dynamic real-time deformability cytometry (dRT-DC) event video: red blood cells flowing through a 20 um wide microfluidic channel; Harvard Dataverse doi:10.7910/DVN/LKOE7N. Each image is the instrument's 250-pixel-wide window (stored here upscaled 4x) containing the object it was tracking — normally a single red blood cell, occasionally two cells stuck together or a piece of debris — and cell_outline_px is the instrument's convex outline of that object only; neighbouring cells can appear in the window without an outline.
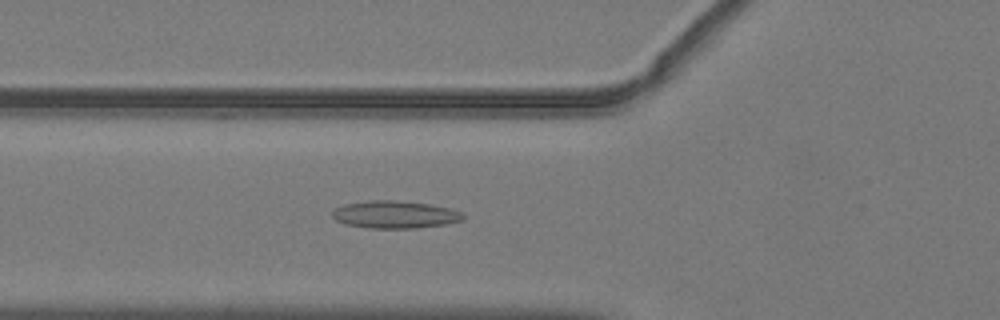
{"species": "common noctule bat (a hibernating species)", "species_latin": "Nyctalus noctula", "temperature_condition": "warm", "stored_images_in_passage": 51, "camera_frame_rate_fps": 3000, "um_per_image_px": 0.085, "animal": {"sex": "male", "body_mass_g": 19.2, "forearm_length_mm": 51.8}, "frame": {"image": 1, "passage_image": 19, "time_ms": 6.0, "image_size_px": [1000, 320], "cell_outline_px": [[464, 220], [444, 224], [416, 228], [368, 228], [344, 224], [336, 220], [332, 216], [332, 212], [336, 208], [344, 204], [372, 200], [392, 200], [428, 204], [452, 208], [460, 212], [464, 216]], "centroid_in_image_um": [33.56, 18.24], "position_along_channel_um": 92.2, "area_um2": 20.87}}
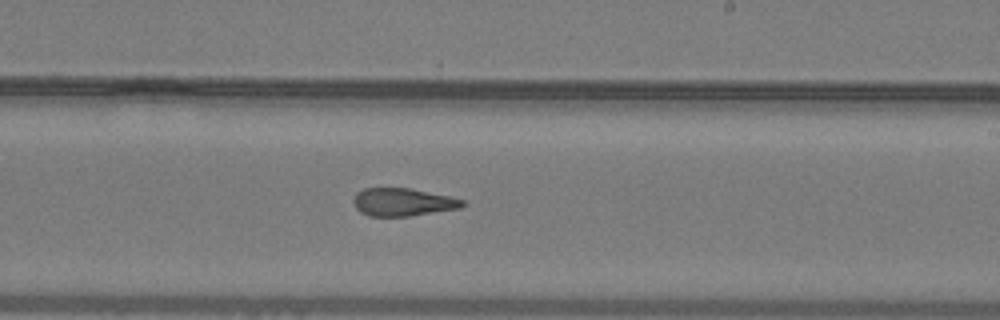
{"frame": {"image": 2, "passage_image": 31, "time_ms": 10.0, "image_size_px": [1000, 320], "cell_outline_px": [[464, 204], [460, 208], [412, 216], [368, 216], [360, 212], [356, 208], [352, 200], [356, 192], [364, 188], [408, 188], [448, 196], [464, 200]], "centroid_in_image_um": [34.19, 17.18], "position_along_channel_um": 254.8, "area_um2": 17.69}}
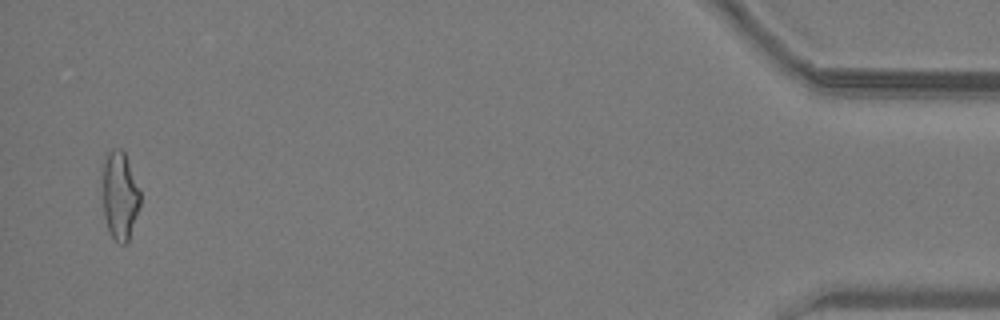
{"frame": {"image": 3, "passage_image": 50, "time_ms": 16.333, "image_size_px": [1000, 320], "cell_outline_px": [[140, 208], [128, 240], [124, 244], [120, 244], [108, 232], [104, 216], [104, 160], [108, 152], [112, 148], [120, 148], [124, 152], [140, 192]], "centroid_in_image_um": [10.2, 16.65], "position_along_channel_um": 425.0, "area_um2": 18.96}, "authors_computed_cell_mechanics": {"area_um2": 18.9584, "velocity_mm_per_s": 4.0546, "shape_relaxation_time_tau1_ms": null, "shape_relaxation_time_tau2_ms": 2.7312, "deformation_change_tau1": null, "deformation_change_tau2": 0.1235}}